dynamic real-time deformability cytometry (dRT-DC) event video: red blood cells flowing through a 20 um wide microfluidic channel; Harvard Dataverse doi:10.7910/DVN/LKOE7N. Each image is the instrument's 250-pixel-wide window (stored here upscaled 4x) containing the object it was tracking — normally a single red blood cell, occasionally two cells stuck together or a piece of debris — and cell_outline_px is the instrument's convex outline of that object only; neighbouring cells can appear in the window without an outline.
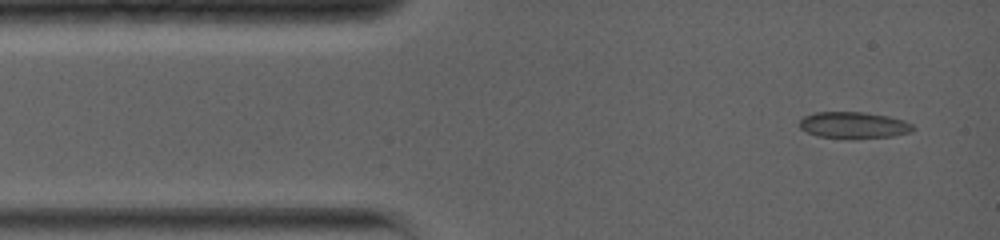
{"species": "common noctule bat (a hibernating species)", "species_latin": "Nyctalus noctula", "temperature_condition": "warm", "stored_images_in_passage": 30, "camera_frame_rate_fps": 5000, "um_per_image_px": 0.085, "animal": {"sex": "female", "body_mass_g": 19.0, "forearm_length_mm": 56.7}, "frame": {"image": 1, "passage_image": 1, "time_ms": 0.0, "image_size_px": [1000, 240], "cell_outline_px": [[916, 128], [912, 132], [892, 136], [852, 140], [816, 136], [800, 128], [800, 120], [804, 116], [816, 112], [864, 112], [888, 116], [904, 120], [912, 124]], "centroid_in_image_um": [72.59, 10.66], "position_along_channel_um": 12.4, "area_um2": 17.92}}
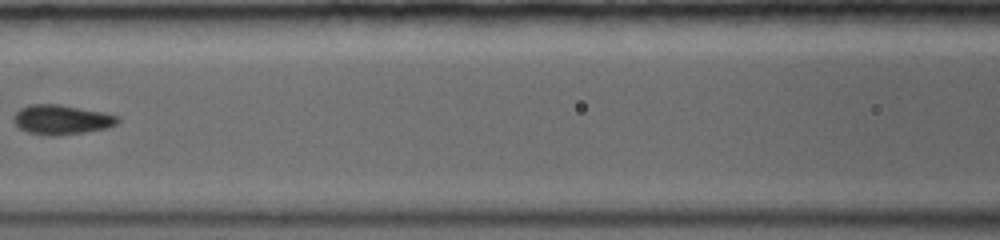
{"frame": {"image": 2, "passage_image": 9, "time_ms": 5.2, "image_size_px": [1000, 240], "cell_outline_px": [[120, 120], [116, 124], [108, 128], [60, 136], [48, 136], [28, 132], [20, 128], [12, 120], [12, 116], [20, 108], [28, 104], [60, 104], [104, 112], [120, 116]], "centroid_in_image_um": [5.24, 10.17], "position_along_channel_um": 161.4, "area_um2": 18.26}}
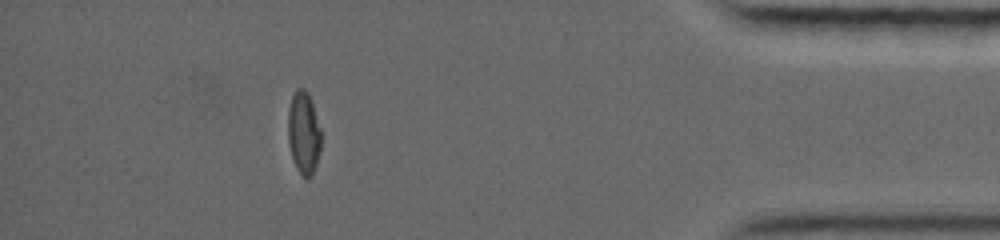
{"frame": {"image": 3, "passage_image": 22, "time_ms": 12.8, "image_size_px": [1000, 240], "cell_outline_px": [[320, 148], [316, 164], [312, 176], [304, 176], [296, 168], [288, 144], [288, 108], [292, 92], [296, 88], [304, 88], [308, 92], [320, 128]], "centroid_in_image_um": [25.78, 11.23], "position_along_channel_um": 409.4, "area_um2": 15.84}, "authors_computed_cell_mechanics": {"area_um2": 16.9065, "velocity_mm_per_s": 3.9302, "shape_relaxation_time_tau1_ms": 6.2187, "shape_relaxation_time_tau2_ms": 0.8996, "deformation_change_tau1": 0.1846, "deformation_change_tau2": 0.0408}}